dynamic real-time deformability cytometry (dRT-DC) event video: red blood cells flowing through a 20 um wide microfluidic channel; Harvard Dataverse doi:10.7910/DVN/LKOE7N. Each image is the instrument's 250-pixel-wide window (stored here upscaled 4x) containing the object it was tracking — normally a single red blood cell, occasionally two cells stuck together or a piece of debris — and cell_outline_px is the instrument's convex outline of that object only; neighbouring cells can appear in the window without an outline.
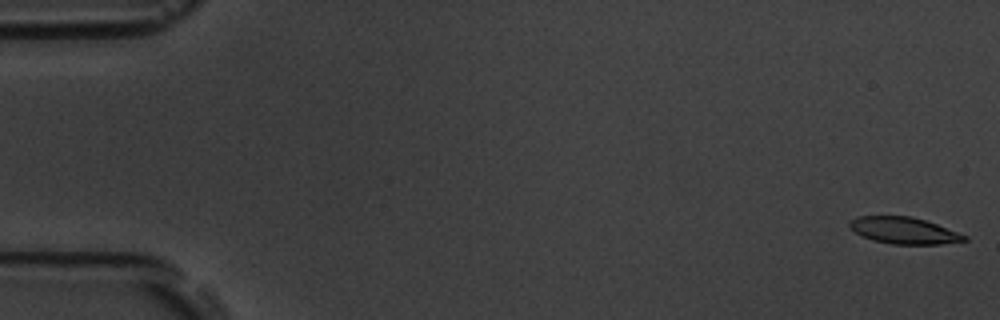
{"species": "common noctule bat (a hibernating species)", "species_latin": "Nyctalus noctula", "temperature_condition": "room temperature", "stored_images_in_passage": 54, "camera_frame_rate_fps": 3000, "um_per_image_px": 0.085, "animal": {"sex": "male", "body_mass_g": 19.5, "forearm_length_mm": 54.6}, "frame": {"image": 1, "passage_image": 1, "time_ms": 0.0, "image_size_px": [1000, 320], "cell_outline_px": [[968, 240], [940, 244], [892, 244], [872, 240], [856, 232], [848, 224], [848, 220], [860, 216], [912, 216], [936, 224], [968, 236]], "centroid_in_image_um": [76.83, 19.59], "position_along_channel_um": 8.2, "area_um2": 17.63}}
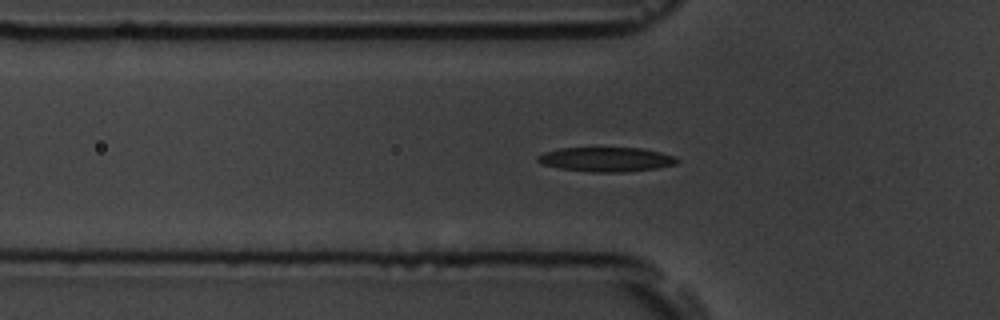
{"frame": {"image": 2, "passage_image": 18, "time_ms": 5.667, "image_size_px": [1000, 320], "cell_outline_px": [[680, 160], [676, 164], [656, 168], [624, 172], [592, 172], [560, 168], [544, 164], [536, 160], [536, 156], [544, 152], [560, 148], [644, 148], [676, 156]], "centroid_in_image_um": [51.56, 13.54], "position_along_channel_um": 74.2, "area_um2": 19.83}}
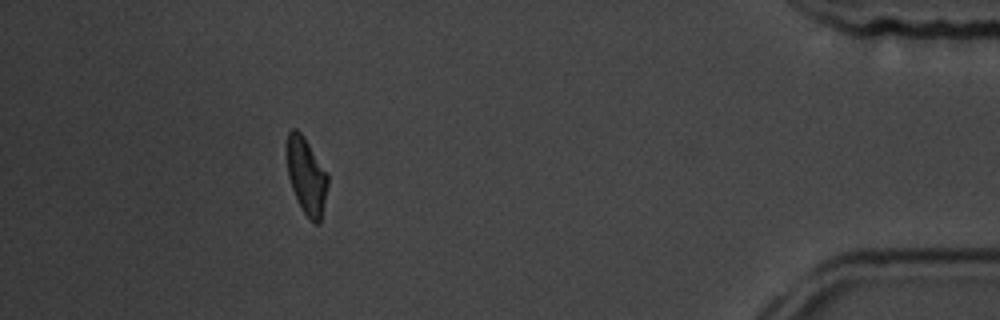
{"frame": {"image": 3, "passage_image": 49, "time_ms": 16.0, "image_size_px": [1000, 320], "cell_outline_px": [[328, 184], [320, 224], [316, 224], [304, 212], [292, 188], [288, 176], [288, 132], [292, 128], [296, 128], [304, 136], [328, 172]], "centroid_in_image_um": [26.08, 14.93], "position_along_channel_um": 409.1, "area_um2": 17.98}, "authors_computed_cell_mechanics": {"area_um2": 19.5075, "velocity_mm_per_s": 3.7762, "shape_relaxation_time_tau1_ms": 4.117, "shape_relaxation_time_tau2_ms": 3.2194, "deformation_change_tau1": 0.1556, "deformation_change_tau2": 0.1031}}